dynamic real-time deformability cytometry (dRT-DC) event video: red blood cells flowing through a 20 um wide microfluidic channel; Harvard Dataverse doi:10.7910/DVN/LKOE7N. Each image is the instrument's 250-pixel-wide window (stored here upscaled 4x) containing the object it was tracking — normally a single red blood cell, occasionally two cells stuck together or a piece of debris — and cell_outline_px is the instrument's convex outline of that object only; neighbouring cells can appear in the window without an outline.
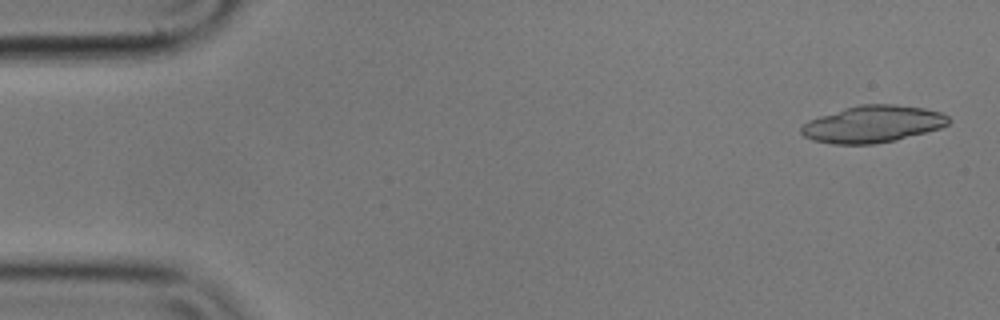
{"species": "common noctule bat (a hibernating species)", "species_latin": "Nyctalus noctula", "temperature_condition": "cold", "stored_images_in_passage": 20, "camera_frame_rate_fps": 3000, "um_per_image_px": 0.085, "animal": {"sex": "male", "body_mass_g": 17.9}, "frame": {"image": 1, "passage_image": 2, "time_ms": 0.333, "image_size_px": [1000, 320], "cell_outline_px": [[952, 120], [948, 124], [940, 128], [896, 140], [872, 144], [832, 144], [812, 140], [804, 136], [800, 132], [800, 124], [808, 120], [844, 108], [860, 104], [896, 104], [924, 108], [940, 112], [948, 116]], "centroid_in_image_um": [74.16, 10.54], "position_along_channel_um": 10.8, "area_um2": 31.85}}